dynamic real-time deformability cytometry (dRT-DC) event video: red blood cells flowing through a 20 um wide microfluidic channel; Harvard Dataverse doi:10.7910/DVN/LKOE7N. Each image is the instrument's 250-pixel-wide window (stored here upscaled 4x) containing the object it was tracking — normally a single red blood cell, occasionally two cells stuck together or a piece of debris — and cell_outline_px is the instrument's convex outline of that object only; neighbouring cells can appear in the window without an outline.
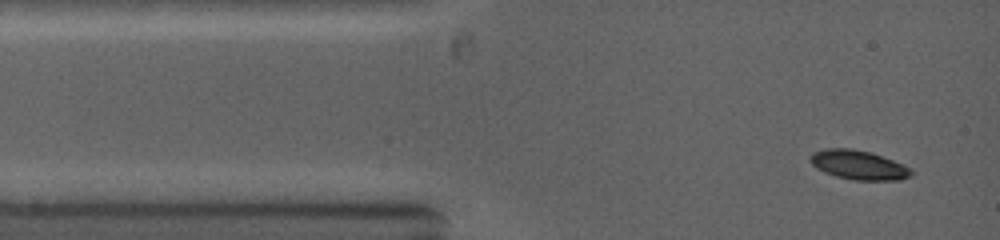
{"species": "common noctule bat (a hibernating species)", "species_latin": "Nyctalus noctula", "temperature_condition": "warm", "stored_images_in_passage": 22, "camera_frame_rate_fps": 5000, "um_per_image_px": 0.085, "animal": {"sex": "female", "body_mass_g": 19.0, "forearm_length_mm": 53.3}, "frame": {"image": 1, "passage_image": 1, "time_ms": 0.0, "image_size_px": [1000, 240], "cell_outline_px": [[912, 176], [900, 180], [856, 180], [836, 176], [824, 172], [816, 168], [808, 160], [808, 156], [812, 152], [824, 148], [852, 148], [868, 152], [904, 164], [912, 168]], "centroid_in_image_um": [72.95, 14.02], "position_along_channel_um": 12.1, "area_um2": 17.34}}
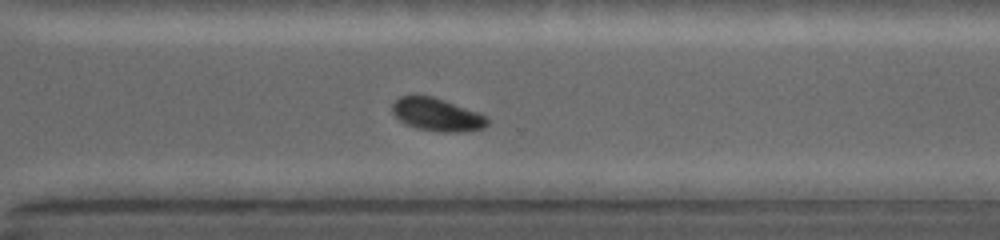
{"frame": {"image": 2, "passage_image": 16, "time_ms": 8.2, "image_size_px": [1000, 240], "cell_outline_px": [[488, 124], [484, 128], [464, 132], [440, 132], [416, 128], [400, 120], [392, 112], [392, 104], [400, 96], [432, 96], [480, 112], [488, 116]], "centroid_in_image_um": [37.2, 9.75], "position_along_channel_um": 333.4, "area_um2": 18.26}}
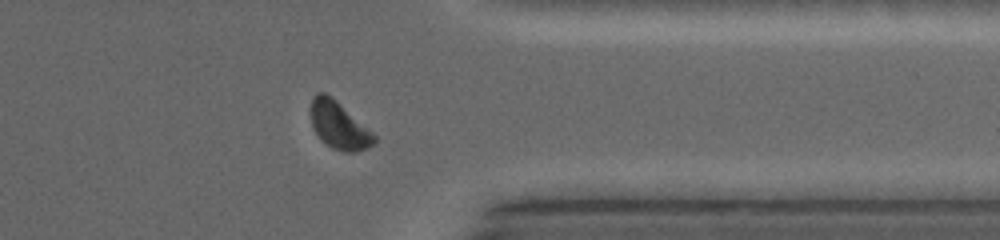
{"frame": {"image": 3, "passage_image": 19, "time_ms": 9.4, "image_size_px": [1000, 240], "cell_outline_px": [[376, 144], [368, 148], [356, 152], [344, 152], [332, 148], [324, 144], [320, 140], [312, 128], [312, 96], [316, 92], [324, 92], [332, 96], [368, 128], [376, 136]], "centroid_in_image_um": [28.82, 10.68], "position_along_channel_um": 382.6, "area_um2": 17.69}}